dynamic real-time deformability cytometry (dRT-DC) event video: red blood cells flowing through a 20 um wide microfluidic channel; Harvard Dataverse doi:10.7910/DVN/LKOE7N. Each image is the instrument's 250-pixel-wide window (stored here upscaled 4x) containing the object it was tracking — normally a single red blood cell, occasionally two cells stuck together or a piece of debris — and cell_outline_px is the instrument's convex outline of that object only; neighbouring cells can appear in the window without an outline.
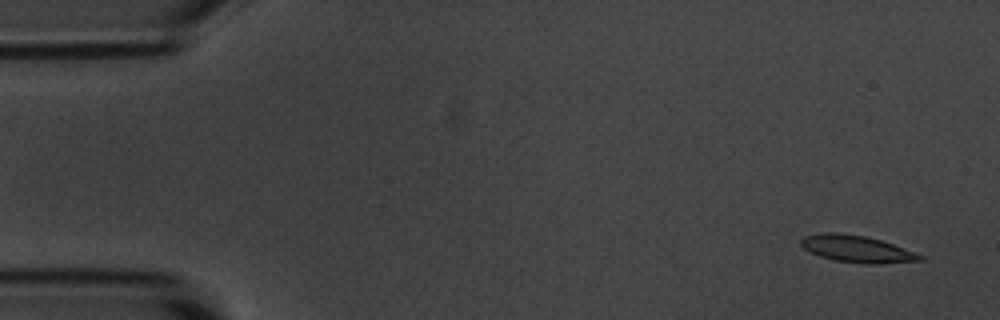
{"species": "common noctule bat (a hibernating species)", "species_latin": "Nyctalus noctula", "temperature_condition": "room temperature", "stored_images_in_passage": 4, "camera_frame_rate_fps": 3000, "um_per_image_px": 0.085, "animal": {"sex": "male", "body_mass_g": 20.1, "forearm_length_mm": 53.5}, "frame": {"image": 1, "passage_image": 1, "time_ms": 0.0, "image_size_px": [1000, 320], "cell_outline_px": [[924, 260], [880, 264], [864, 264], [832, 260], [808, 252], [800, 244], [800, 240], [804, 236], [824, 232], [840, 232], [864, 236], [880, 240], [892, 244], [924, 256]], "centroid_in_image_um": [72.79, 21.16], "position_along_channel_um": 12.2, "area_um2": 18.73}}
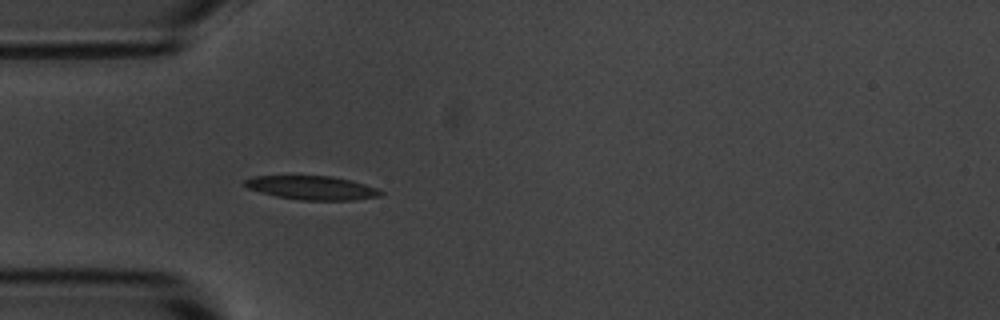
{"frame": {"image": 2, "passage_image": 4, "time_ms": 4.333, "image_size_px": [1000, 320], "cell_outline_px": [[384, 192], [380, 196], [352, 200], [300, 200], [276, 196], [260, 192], [248, 188], [240, 180], [252, 176], [332, 176], [364, 184], [376, 188]], "centroid_in_image_um": [26.46, 15.96], "position_along_channel_um": 58.5, "area_um2": 18.79}}